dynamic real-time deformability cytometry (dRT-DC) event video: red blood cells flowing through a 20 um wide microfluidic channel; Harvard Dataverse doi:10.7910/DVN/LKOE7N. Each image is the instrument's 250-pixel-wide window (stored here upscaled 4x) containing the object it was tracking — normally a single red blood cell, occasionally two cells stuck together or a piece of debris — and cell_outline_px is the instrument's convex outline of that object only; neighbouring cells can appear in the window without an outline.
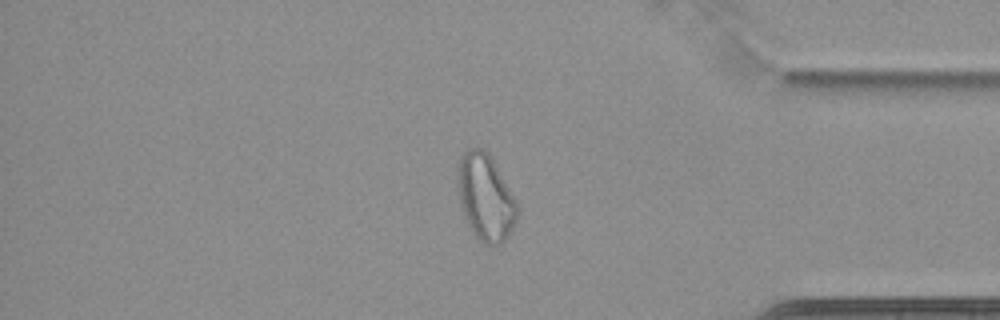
{"species": "common noctule bat (a hibernating species)", "species_latin": "Nyctalus noctula", "temperature_condition": "cold", "stored_images_in_passage": 63, "camera_frame_rate_fps": 3000, "um_per_image_px": 0.085, "animal": {"sex": "female", "body_mass_g": 22.7, "forearm_length_mm": 54.2}, "frame": {"image": 1, "passage_image": 54, "time_ms": 17.667, "image_size_px": [1000, 320], "cell_outline_px": [[520, 208], [516, 220], [508, 236], [500, 244], [484, 244], [476, 236], [468, 224], [460, 200], [456, 180], [456, 168], [460, 156], [468, 148], [480, 148], [488, 152], [516, 200]], "centroid_in_image_um": [41.26, 16.74], "position_along_channel_um": 393.9, "area_um2": 29.88}, "authors_computed_cell_mechanics": {"area_um2": 29.8826, "velocity_mm_per_s": 3.4681, "shape_relaxation_time_tau1_ms": null, "shape_relaxation_time_tau2_ms": 1.9942, "deformation_change_tau1": null, "deformation_change_tau2": 0.082}}